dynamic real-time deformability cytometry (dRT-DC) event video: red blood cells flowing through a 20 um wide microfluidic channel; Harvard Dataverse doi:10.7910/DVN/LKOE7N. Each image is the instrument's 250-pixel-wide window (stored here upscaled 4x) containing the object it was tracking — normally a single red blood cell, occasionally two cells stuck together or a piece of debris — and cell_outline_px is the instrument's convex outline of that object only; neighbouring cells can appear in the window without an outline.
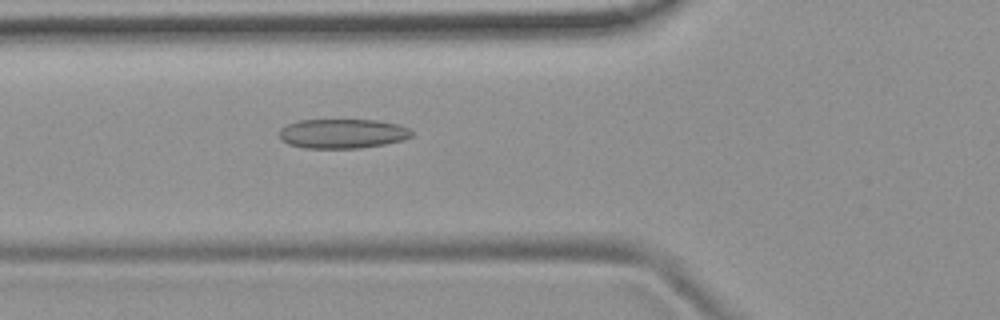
{"species": "common noctule bat (a hibernating species)", "species_latin": "Nyctalus noctula", "temperature_condition": "room temperature", "stored_images_in_passage": 6, "camera_frame_rate_fps": 3000, "um_per_image_px": 0.085, "animal": {"sex": "female", "body_mass_g": 19.9}, "frame": {"image": 1, "passage_image": 6, "time_ms": 6.333, "image_size_px": [1000, 320], "cell_outline_px": [[412, 136], [404, 140], [384, 144], [360, 148], [304, 148], [288, 144], [280, 140], [280, 128], [288, 124], [300, 120], [376, 120], [400, 124], [408, 128], [412, 132]], "centroid_in_image_um": [29.12, 11.36], "position_along_channel_um": 96.7, "area_um2": 22.83}}